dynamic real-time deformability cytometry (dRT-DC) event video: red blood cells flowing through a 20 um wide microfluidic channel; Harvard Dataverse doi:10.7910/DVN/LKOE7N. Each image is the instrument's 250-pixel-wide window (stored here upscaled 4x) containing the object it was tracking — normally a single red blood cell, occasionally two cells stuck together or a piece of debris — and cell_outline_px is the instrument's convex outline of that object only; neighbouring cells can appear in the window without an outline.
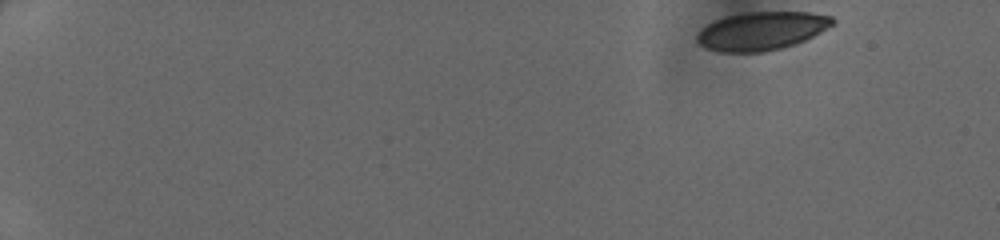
{"species": "human", "species_latin": "Homo sapiens", "temperature_condition": "cold", "stored_images_in_passage": 16, "camera_frame_rate_fps": 3000, "um_per_image_px": 0.085, "donor": {"sex": "female"}, "frame": {"image": 1, "passage_image": 1, "time_ms": 0.0, "image_size_px": [1000, 240], "cell_outline_px": [[836, 20], [832, 24], [820, 32], [796, 44], [764, 52], [720, 52], [704, 48], [696, 40], [696, 36], [700, 28], [716, 20], [728, 16], [748, 12], [808, 12], [832, 16]], "centroid_in_image_um": [64.71, 2.63], "position_along_channel_um": 20.3, "area_um2": 30.17}}
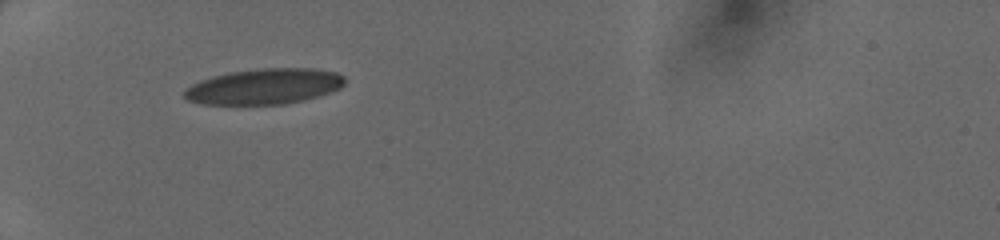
{"frame": {"image": 2, "passage_image": 10, "time_ms": 3.0, "image_size_px": [1000, 240], "cell_outline_px": [[344, 84], [340, 88], [304, 100], [284, 104], [200, 104], [188, 100], [184, 96], [184, 92], [192, 84], [200, 80], [232, 72], [260, 68], [312, 68], [336, 72], [344, 76]], "centroid_in_image_um": [22.47, 7.35], "position_along_channel_um": 62.5, "area_um2": 32.95}}
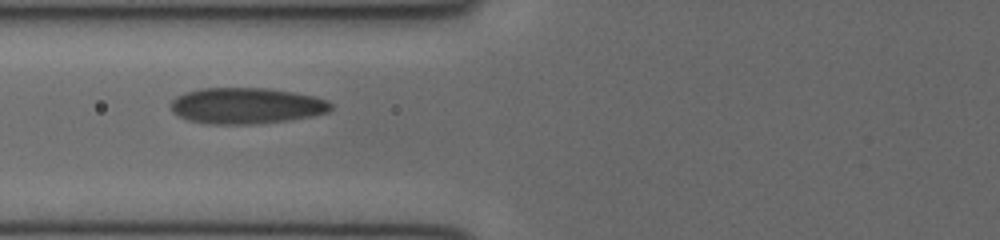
{"frame": {"image": 3, "passage_image": 14, "time_ms": 4.333, "image_size_px": [1000, 240], "cell_outline_px": [[332, 108], [328, 112], [312, 116], [288, 120], [252, 124], [204, 124], [188, 120], [172, 112], [172, 100], [176, 96], [184, 92], [200, 88], [268, 88], [292, 92], [312, 96], [328, 100], [332, 104]], "centroid_in_image_um": [20.92, 8.99], "position_along_channel_um": 104.9, "area_um2": 33.7}}